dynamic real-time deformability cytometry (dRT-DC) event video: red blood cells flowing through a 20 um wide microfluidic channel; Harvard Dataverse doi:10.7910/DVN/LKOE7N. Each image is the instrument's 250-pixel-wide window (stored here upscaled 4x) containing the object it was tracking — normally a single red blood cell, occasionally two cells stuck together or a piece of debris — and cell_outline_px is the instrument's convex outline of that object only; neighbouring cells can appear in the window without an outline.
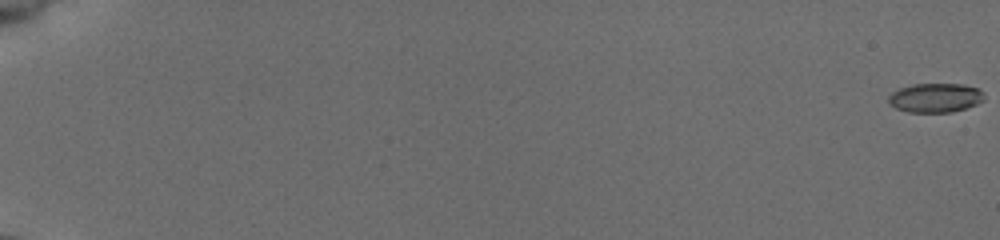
{"species": "common noctule bat (a hibernating species)", "species_latin": "Nyctalus noctula", "temperature_condition": "cold", "stored_images_in_passage": 56, "camera_frame_rate_fps": 3000, "um_per_image_px": 0.085, "animal": {"sex": "female", "body_mass_g": 19.5, "forearm_length_mm": 54.1}, "frame": {"image": 1, "passage_image": 1, "time_ms": 0.0, "image_size_px": [1000, 240], "cell_outline_px": [[984, 100], [976, 104], [952, 112], [908, 112], [896, 108], [888, 104], [888, 96], [892, 92], [900, 88], [912, 84], [964, 84], [976, 88], [984, 96]], "centroid_in_image_um": [79.45, 8.31], "position_along_channel_um": 5.5, "area_um2": 16.18}}
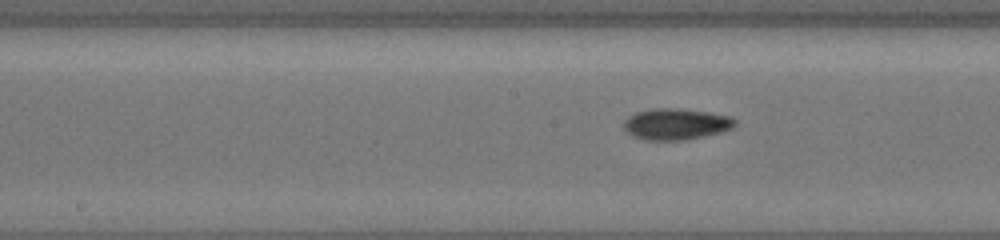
{"frame": {"image": 2, "passage_image": 32, "time_ms": 10.333, "image_size_px": [1000, 240], "cell_outline_px": [[736, 124], [732, 128], [720, 132], [684, 140], [644, 140], [632, 136], [624, 128], [624, 120], [628, 116], [636, 112], [652, 108], [680, 108], [708, 112], [728, 116], [736, 120]], "centroid_in_image_um": [57.42, 10.54], "position_along_channel_um": 190.8, "area_um2": 20.23}}
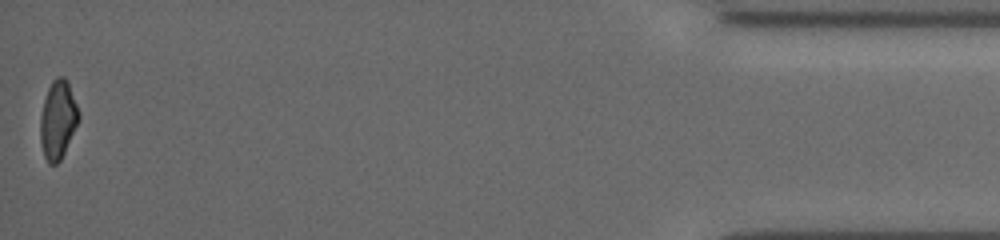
{"frame": {"image": 3, "passage_image": 56, "time_ms": 18.333, "image_size_px": [1000, 240], "cell_outline_px": [[80, 120], [60, 160], [56, 164], [48, 164], [44, 156], [40, 140], [40, 116], [44, 100], [48, 88], [52, 80], [56, 76], [64, 76], [68, 80], [80, 112]], "centroid_in_image_um": [4.94, 10.14], "position_along_channel_um": 430.3, "area_um2": 17.8}, "authors_computed_cell_mechanics": {"area_um2": 17.9469, "velocity_mm_per_s": 3.9455, "shape_relaxation_time_tau1_ms": 2.8411, "shape_relaxation_time_tau2_ms": 3.339, "deformation_change_tau1": 0.1183, "deformation_change_tau2": 0.0792}}